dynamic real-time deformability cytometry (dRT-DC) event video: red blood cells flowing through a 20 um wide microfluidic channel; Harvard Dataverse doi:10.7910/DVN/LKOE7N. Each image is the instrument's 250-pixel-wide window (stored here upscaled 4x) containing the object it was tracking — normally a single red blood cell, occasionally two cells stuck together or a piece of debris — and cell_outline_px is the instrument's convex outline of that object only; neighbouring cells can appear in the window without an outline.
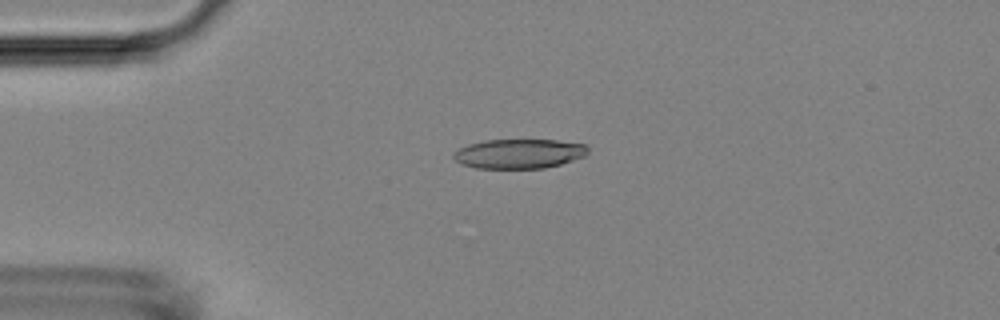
{"species": "Egyptian fruit bat (a non-hibernating species)", "species_latin": "Rousettus aegyptiacus", "temperature_condition": "room temperature", "stored_images_in_passage": 52, "camera_frame_rate_fps": 3000, "um_per_image_px": 0.085, "animal": {"sex": "female"}, "frame": {"image": 1, "passage_image": 12, "time_ms": 3.667, "image_size_px": [1000, 320], "cell_outline_px": [[588, 152], [584, 156], [560, 164], [544, 168], [476, 168], [460, 164], [452, 156], [452, 152], [468, 144], [484, 140], [556, 140], [584, 144], [588, 148]], "centroid_in_image_um": [44.08, 13.06], "position_along_channel_um": 40.9, "area_um2": 23.06}}
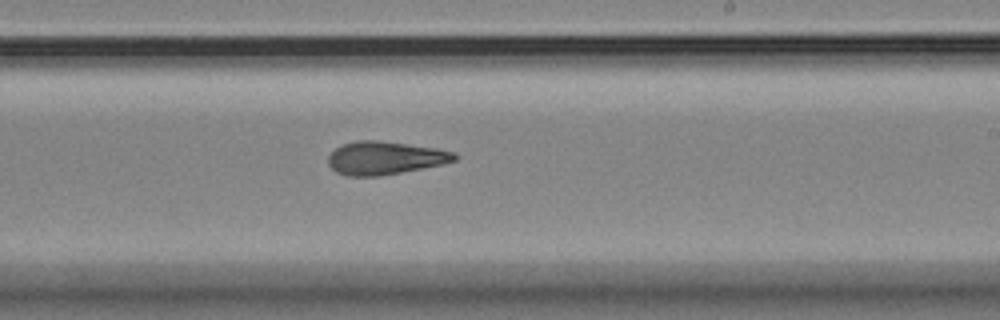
{"frame": {"image": 2, "passage_image": 31, "time_ms": 10.0, "image_size_px": [1000, 320], "cell_outline_px": [[456, 160], [444, 164], [380, 176], [348, 176], [336, 172], [328, 164], [328, 156], [336, 148], [344, 144], [360, 140], [376, 140], [436, 148], [456, 152]], "centroid_in_image_um": [32.73, 13.43], "position_along_channel_um": 256.3, "area_um2": 24.22}}
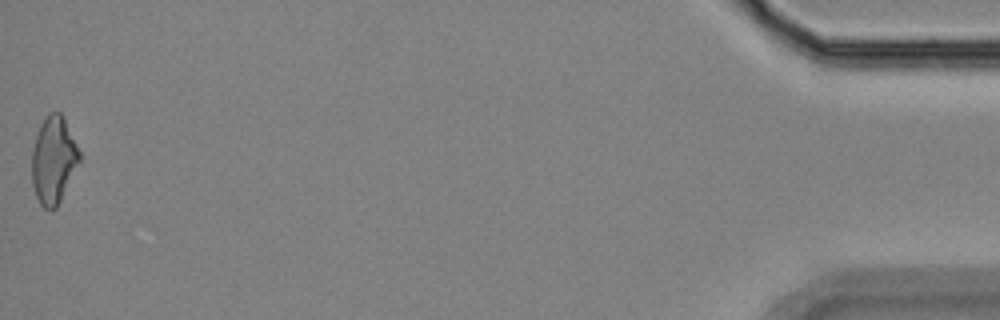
{"frame": {"image": 3, "passage_image": 52, "time_ms": 17.0, "image_size_px": [1000, 320], "cell_outline_px": [[80, 160], [56, 208], [44, 208], [40, 204], [36, 196], [32, 184], [32, 152], [36, 136], [40, 124], [48, 112], [60, 112], [80, 152]], "centroid_in_image_um": [4.52, 13.6], "position_along_channel_um": 430.7, "area_um2": 23.64}, "authors_computed_cell_mechanics": {"area_um2": 24.2182, "velocity_mm_per_s": 3.8033, "shape_relaxation_time_tau1_ms": 5.479, "shape_relaxation_time_tau2_ms": 4.5825, "deformation_change_tau1": 0.1507, "deformation_change_tau2": 0.1455}}